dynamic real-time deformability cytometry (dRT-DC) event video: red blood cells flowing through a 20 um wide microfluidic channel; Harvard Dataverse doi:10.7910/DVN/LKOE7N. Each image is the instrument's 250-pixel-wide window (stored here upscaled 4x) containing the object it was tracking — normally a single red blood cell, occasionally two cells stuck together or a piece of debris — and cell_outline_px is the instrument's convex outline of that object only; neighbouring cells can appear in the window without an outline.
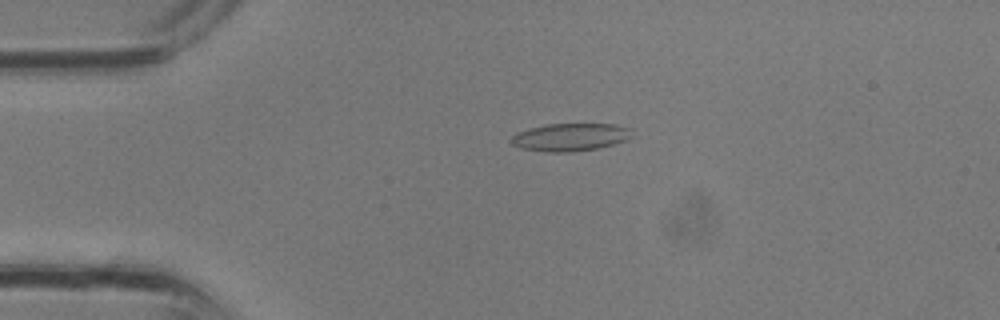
{"species": "common noctule bat (a hibernating species)", "species_latin": "Nyctalus noctula", "temperature_condition": "room temperature", "stored_images_in_passage": 27, "camera_frame_rate_fps": 3000, "um_per_image_px": 0.085, "animal": {"sex": "male", "body_mass_g": 13.3}, "frame": {"image": 1, "passage_image": 2, "time_ms": 0.333, "image_size_px": [1000, 320], "cell_outline_px": [[632, 136], [628, 140], [596, 148], [572, 152], [548, 152], [520, 148], [512, 144], [508, 140], [516, 132], [548, 124], [616, 124], [632, 128]], "centroid_in_image_um": [48.48, 11.65], "position_along_channel_um": 36.5, "area_um2": 19.59}}
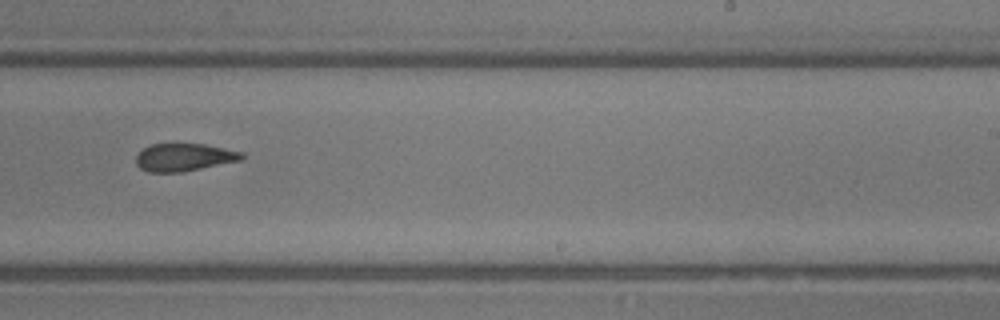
{"frame": {"image": 2, "passage_image": 15, "time_ms": 4.667, "image_size_px": [1000, 320], "cell_outline_px": [[244, 160], [180, 172], [148, 172], [140, 168], [136, 164], [136, 152], [152, 144], [204, 144], [244, 152]], "centroid_in_image_um": [15.65, 13.37], "position_along_channel_um": 273.3, "area_um2": 17.17}}
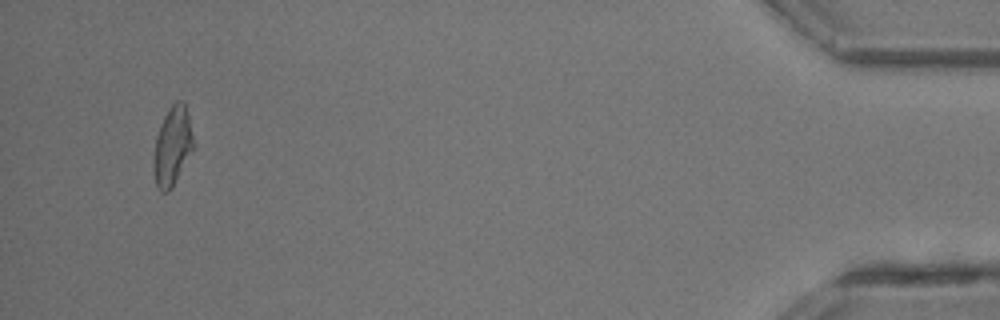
{"frame": {"image": 3, "passage_image": 26, "time_ms": 8.333, "image_size_px": [1000, 320], "cell_outline_px": [[192, 148], [172, 188], [168, 192], [160, 192], [156, 184], [152, 164], [156, 136], [160, 124], [168, 108], [176, 100], [180, 100], [184, 104], [188, 116], [192, 136]], "centroid_in_image_um": [14.6, 12.43], "position_along_channel_um": 420.6, "area_um2": 17.86}}